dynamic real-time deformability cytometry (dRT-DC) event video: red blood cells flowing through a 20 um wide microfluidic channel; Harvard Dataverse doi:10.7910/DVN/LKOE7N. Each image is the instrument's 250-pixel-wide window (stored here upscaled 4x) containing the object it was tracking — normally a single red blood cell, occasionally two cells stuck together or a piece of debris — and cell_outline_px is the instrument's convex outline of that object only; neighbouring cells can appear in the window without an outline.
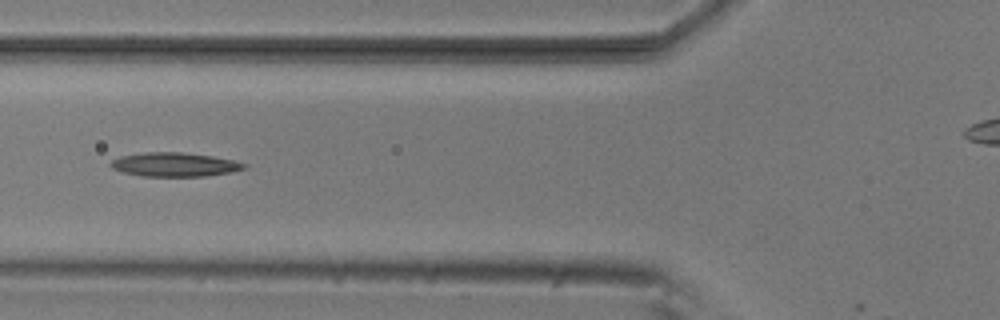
{"species": "common noctule bat (a hibernating species)", "species_latin": "Nyctalus noctula", "temperature_condition": "room temperature", "stored_images_in_passage": 6, "camera_frame_rate_fps": 3000, "um_per_image_px": 0.085, "animal": {"sex": "male", "body_mass_g": 20.5, "forearm_length_mm": 52.5}, "frame": {"image": 1, "passage_image": 5, "time_ms": 1.333, "image_size_px": [1000, 320], "cell_outline_px": [[248, 164], [244, 168], [232, 172], [204, 176], [140, 176], [120, 172], [112, 168], [108, 164], [112, 160], [120, 156], [144, 152], [180, 152], [212, 156], [232, 160]], "centroid_in_image_um": [14.78, 13.99], "position_along_channel_um": 111.0, "area_um2": 18.67}}